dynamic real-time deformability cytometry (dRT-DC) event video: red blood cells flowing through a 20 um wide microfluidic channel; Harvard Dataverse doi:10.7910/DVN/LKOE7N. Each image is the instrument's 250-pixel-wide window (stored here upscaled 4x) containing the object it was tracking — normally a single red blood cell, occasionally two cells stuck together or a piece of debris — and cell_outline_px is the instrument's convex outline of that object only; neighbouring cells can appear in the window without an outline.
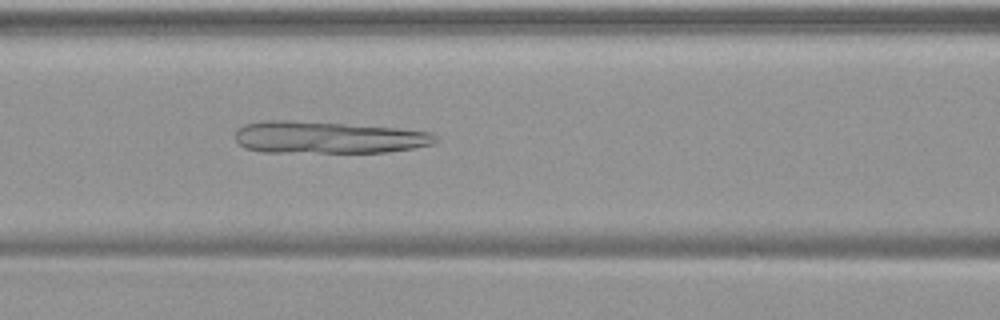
{"species": "common noctule bat (a hibernating species)", "species_latin": "Nyctalus noctula", "temperature_condition": "warm", "stored_images_in_passage": 53, "camera_frame_rate_fps": 3000, "um_per_image_px": 0.085, "animal": {"sex": "female", "body_mass_g": 19.9}, "frame": {"image": 1, "passage_image": 23, "time_ms": 7.333, "image_size_px": [1000, 320], "cell_outline_px": [[440, 140], [432, 144], [412, 148], [388, 152], [260, 152], [244, 148], [236, 140], [236, 128], [244, 124], [264, 120], [288, 120], [344, 124], [396, 128], [432, 132]], "centroid_in_image_um": [27.85, 11.68], "position_along_channel_um": 138.8, "area_um2": 37.45}}
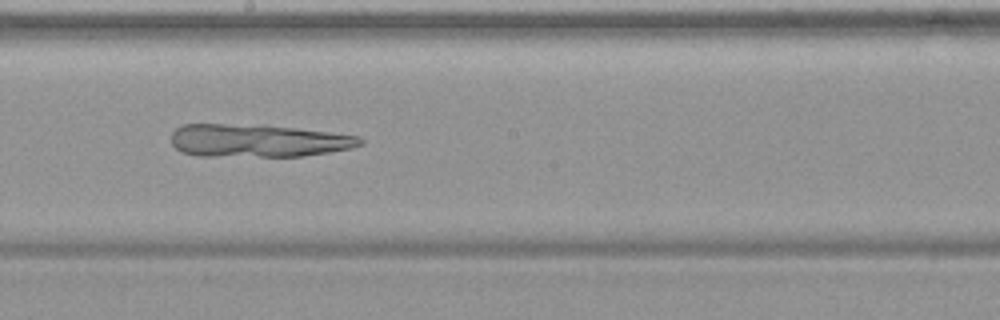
{"frame": {"image": 2, "passage_image": 30, "time_ms": 9.667, "image_size_px": [1000, 320], "cell_outline_px": [[364, 144], [352, 148], [304, 156], [196, 156], [180, 152], [172, 144], [172, 132], [180, 124], [224, 124], [296, 128], [360, 136], [364, 140]], "centroid_in_image_um": [21.9, 11.97], "position_along_channel_um": 226.3, "area_um2": 36.07}}
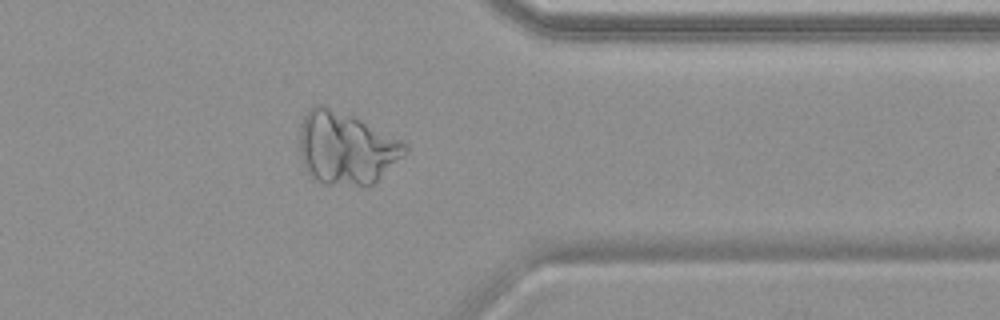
{"frame": {"image": 3, "passage_image": 43, "time_ms": 14.0, "image_size_px": [1000, 320], "cell_outline_px": [[408, 152], [372, 184], [364, 188], [324, 184], [316, 180], [308, 172], [300, 156], [300, 124], [304, 116], [316, 104], [320, 104], [352, 116], [404, 140], [408, 148]], "centroid_in_image_um": [29.44, 12.62], "position_along_channel_um": 382.0, "area_um2": 44.68}}